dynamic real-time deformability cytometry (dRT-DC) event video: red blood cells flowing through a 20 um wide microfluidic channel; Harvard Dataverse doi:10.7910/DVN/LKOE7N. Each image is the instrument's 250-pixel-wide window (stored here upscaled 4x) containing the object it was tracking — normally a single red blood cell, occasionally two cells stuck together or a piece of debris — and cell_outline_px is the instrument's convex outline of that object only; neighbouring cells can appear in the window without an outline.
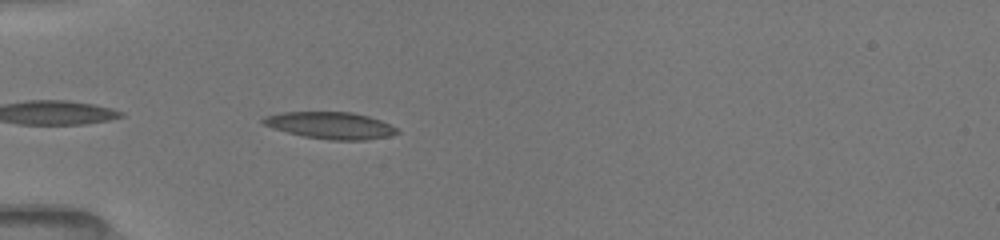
{"species": "common noctule bat (a hibernating species)", "species_latin": "Nyctalus noctula", "temperature_condition": "room temperature", "stored_images_in_passage": 3, "camera_frame_rate_fps": 3000, "um_per_image_px": 0.085, "animal": {"sex": "female", "body_mass_g": 19.5, "forearm_length_mm": 54.1}, "frame": {"image": 1, "passage_image": 2, "time_ms": 0.333, "image_size_px": [1000, 240], "cell_outline_px": [[400, 132], [388, 136], [368, 140], [328, 140], [304, 136], [288, 132], [264, 124], [260, 120], [264, 116], [284, 112], [352, 112], [368, 116], [380, 120], [396, 128]], "centroid_in_image_um": [28.11, 10.66], "position_along_channel_um": 56.9, "area_um2": 20.75}}